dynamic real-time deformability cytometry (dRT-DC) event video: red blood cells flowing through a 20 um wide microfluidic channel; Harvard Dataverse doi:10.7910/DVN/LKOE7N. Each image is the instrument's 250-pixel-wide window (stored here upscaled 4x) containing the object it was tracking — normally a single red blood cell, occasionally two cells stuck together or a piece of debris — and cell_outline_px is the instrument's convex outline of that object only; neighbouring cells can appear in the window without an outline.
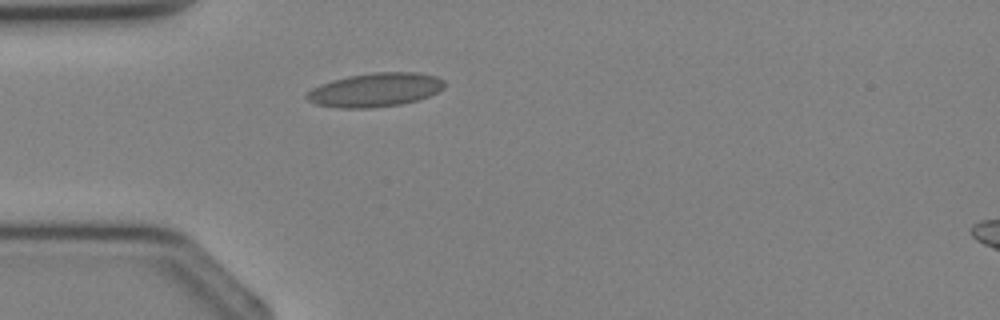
{"species": "Egyptian fruit bat (a non-hibernating species)", "species_latin": "Rousettus aegyptiacus", "temperature_condition": "cold", "stored_images_in_passage": 2, "segment_of_instrument_passage": [1, 2], "camera_frame_rate_fps": 3000, "um_per_image_px": 0.085, "animal": {"sex": "female"}, "frame": {"image": 1, "passage_image": 1, "time_ms": 0.0, "image_size_px": [1000, 320], "cell_outline_px": [[444, 88], [428, 96], [416, 100], [400, 104], [368, 108], [340, 108], [316, 104], [308, 100], [304, 96], [312, 88], [320, 84], [332, 80], [348, 76], [372, 72], [420, 72], [436, 76], [444, 80]], "centroid_in_image_um": [31.88, 7.63], "position_along_channel_um": 53.1, "area_um2": 27.11}}